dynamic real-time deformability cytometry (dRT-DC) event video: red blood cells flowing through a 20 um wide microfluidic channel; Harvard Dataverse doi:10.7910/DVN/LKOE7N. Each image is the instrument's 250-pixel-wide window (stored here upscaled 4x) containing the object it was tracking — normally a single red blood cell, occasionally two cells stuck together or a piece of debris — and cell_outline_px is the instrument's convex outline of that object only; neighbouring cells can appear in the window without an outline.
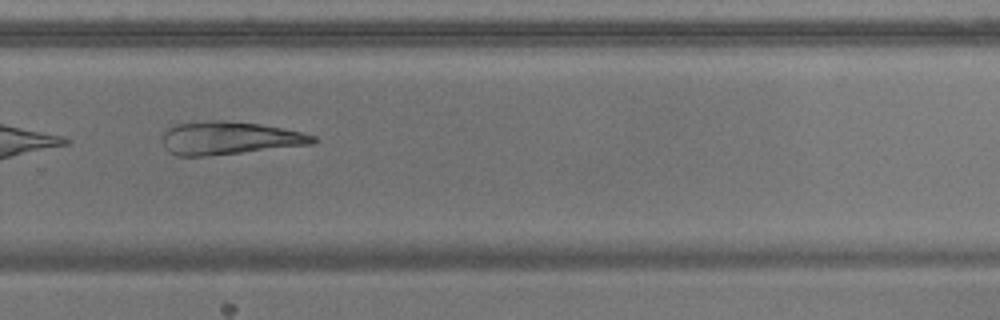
{"species": "common noctule bat (a hibernating species)", "species_latin": "Nyctalus noctula", "temperature_condition": "warm", "stored_images_in_passage": 35, "camera_frame_rate_fps": 3000, "um_per_image_px": 0.085, "animal": {"sex": "male", "body_mass_g": 17.9}, "frame": {"image": 1, "passage_image": 20, "time_ms": 6.333, "image_size_px": [1000, 320], "cell_outline_px": [[316, 140], [312, 144], [208, 156], [176, 156], [168, 152], [164, 148], [160, 136], [168, 128], [176, 124], [196, 120], [224, 120], [260, 124], [284, 128], [316, 136]], "centroid_in_image_um": [19.4, 11.73], "position_along_channel_um": 310.4, "area_um2": 29.3}}